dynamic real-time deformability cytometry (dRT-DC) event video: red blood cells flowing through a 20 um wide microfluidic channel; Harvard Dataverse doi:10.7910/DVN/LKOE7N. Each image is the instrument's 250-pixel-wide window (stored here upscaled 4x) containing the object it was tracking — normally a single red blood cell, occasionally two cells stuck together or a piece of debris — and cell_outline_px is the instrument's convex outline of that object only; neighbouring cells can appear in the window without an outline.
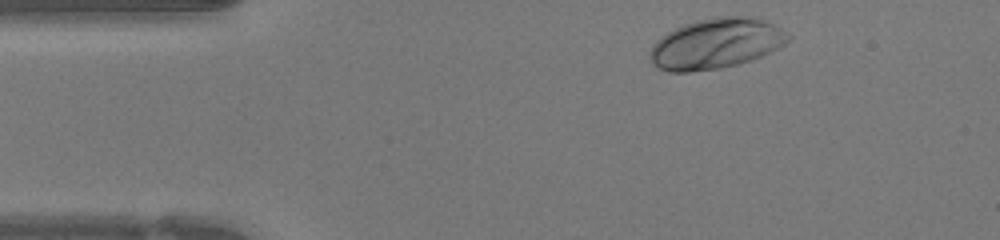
{"species": "human", "species_latin": "Homo sapiens", "temperature_condition": "warm", "stored_images_in_passage": 36, "camera_frame_rate_fps": 3000, "um_per_image_px": 0.085, "donor": {"sex": "female"}, "frame": {"image": 1, "passage_image": 1, "time_ms": 0.0, "image_size_px": [1000, 240], "cell_outline_px": [[792, 36], [780, 48], [752, 60], [720, 68], [688, 72], [668, 72], [656, 68], [648, 60], [648, 52], [652, 44], [656, 40], [668, 32], [684, 24], [696, 20], [716, 16], [752, 16], [764, 20], [780, 28]], "centroid_in_image_um": [60.82, 3.71], "position_along_channel_um": 24.2, "area_um2": 40.98}}
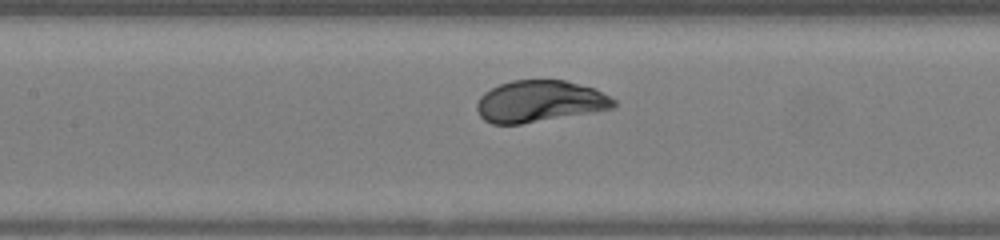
{"frame": {"image": 2, "passage_image": 15, "time_ms": 4.667, "image_size_px": [1000, 240], "cell_outline_px": [[616, 104], [612, 108], [592, 112], [520, 124], [492, 124], [484, 120], [476, 112], [476, 104], [480, 96], [484, 92], [500, 84], [512, 80], [564, 80], [592, 88], [616, 100]], "centroid_in_image_um": [45.81, 8.62], "position_along_channel_um": 161.6, "area_um2": 32.95}}
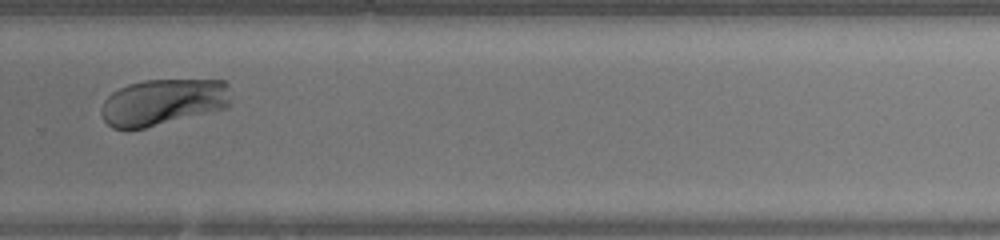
{"frame": {"image": 3, "passage_image": 26, "time_ms": 8.333, "image_size_px": [1000, 240], "cell_outline_px": [[228, 108], [144, 128], [112, 128], [104, 120], [100, 112], [100, 108], [104, 100], [112, 92], [128, 84], [144, 80], [224, 80], [228, 84]], "centroid_in_image_um": [13.84, 8.67], "position_along_channel_um": 316.0, "area_um2": 34.91}, "authors_computed_cell_mechanics": {"area_um2": 34.4199, "velocity_mm_per_s": 4.22, "shape_relaxation_time_tau1_ms": 1.5494, "shape_relaxation_time_tau2_ms": null, "deformation_change_tau1": 0.1317, "deformation_change_tau2": null}}